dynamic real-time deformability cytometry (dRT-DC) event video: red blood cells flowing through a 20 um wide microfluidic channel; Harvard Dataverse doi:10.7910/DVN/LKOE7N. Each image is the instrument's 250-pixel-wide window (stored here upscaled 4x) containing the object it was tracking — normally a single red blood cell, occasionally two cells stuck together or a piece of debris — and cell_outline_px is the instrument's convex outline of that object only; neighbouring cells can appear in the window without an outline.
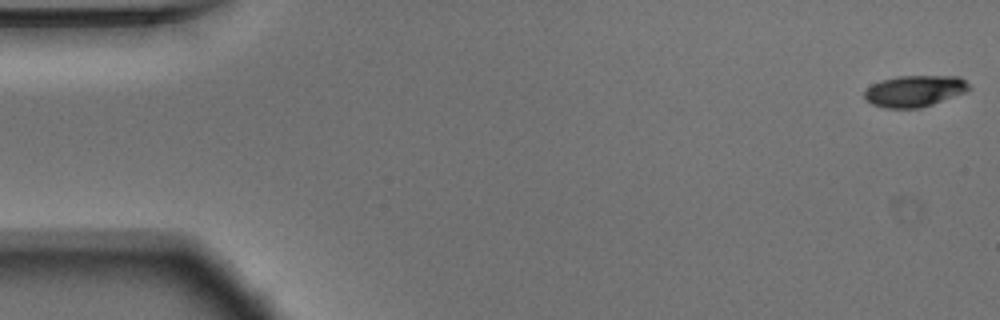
{"species": "Egyptian fruit bat (a non-hibernating species)", "species_latin": "Rousettus aegyptiacus", "temperature_condition": "warm", "stored_images_in_passage": 54, "camera_frame_rate_fps": 3000, "um_per_image_px": 0.085, "animal": {"sex": "male"}, "frame": {"image": 1, "passage_image": 1, "time_ms": 0.0, "image_size_px": [1000, 320], "cell_outline_px": [[972, 88], [964, 92], [932, 104], [920, 108], [884, 108], [872, 104], [864, 100], [864, 92], [872, 84], [884, 80], [900, 76], [960, 76]], "centroid_in_image_um": [77.72, 7.74], "position_along_channel_um": 7.3, "area_um2": 18.96}}
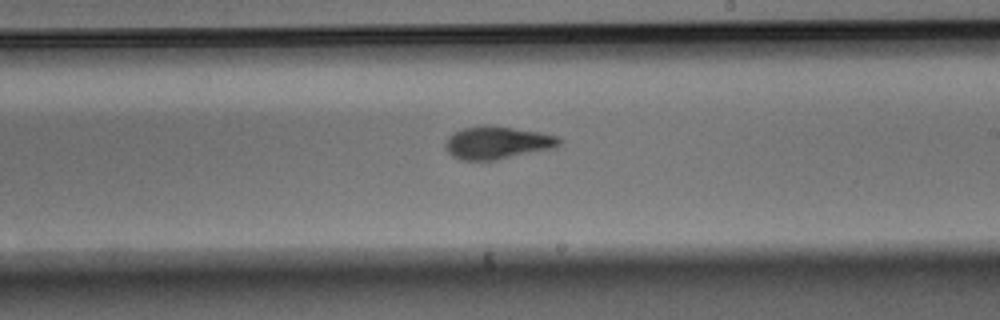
{"frame": {"image": 2, "passage_image": 31, "time_ms": 10.0, "image_size_px": [1000, 320], "cell_outline_px": [[560, 144], [556, 148], [496, 160], [460, 160], [452, 156], [444, 148], [444, 144], [456, 132], [464, 128], [512, 128], [540, 132], [560, 136]], "centroid_in_image_um": [42.33, 12.18], "position_along_channel_um": 246.7, "area_um2": 20.98}}
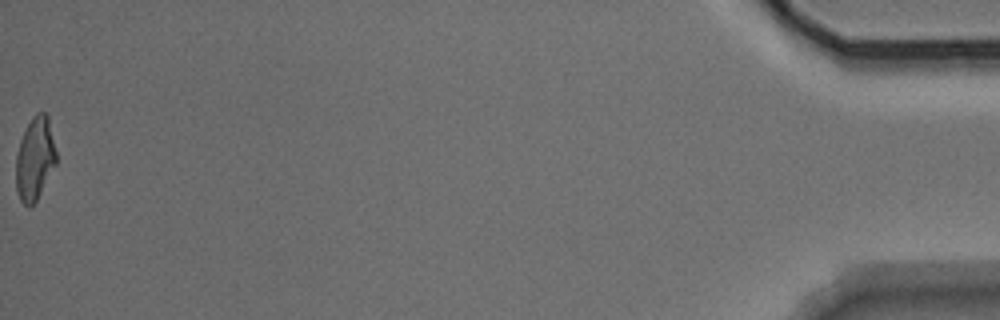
{"frame": {"image": 3, "passage_image": 54, "time_ms": 17.667, "image_size_px": [1000, 320], "cell_outline_px": [[56, 164], [36, 200], [28, 208], [20, 200], [16, 192], [16, 156], [20, 140], [32, 116], [36, 112], [44, 112], [48, 116], [56, 152]], "centroid_in_image_um": [2.96, 13.49], "position_along_channel_um": 432.2, "area_um2": 19.36}, "authors_computed_cell_mechanics": {"area_um2": 20.5768, "velocity_mm_per_s": 3.7534, "shape_relaxation_time_tau1_ms": 3.2469, "shape_relaxation_time_tau2_ms": 2.167, "deformation_change_tau1": 0.1769, "deformation_change_tau2": 0.1014}}